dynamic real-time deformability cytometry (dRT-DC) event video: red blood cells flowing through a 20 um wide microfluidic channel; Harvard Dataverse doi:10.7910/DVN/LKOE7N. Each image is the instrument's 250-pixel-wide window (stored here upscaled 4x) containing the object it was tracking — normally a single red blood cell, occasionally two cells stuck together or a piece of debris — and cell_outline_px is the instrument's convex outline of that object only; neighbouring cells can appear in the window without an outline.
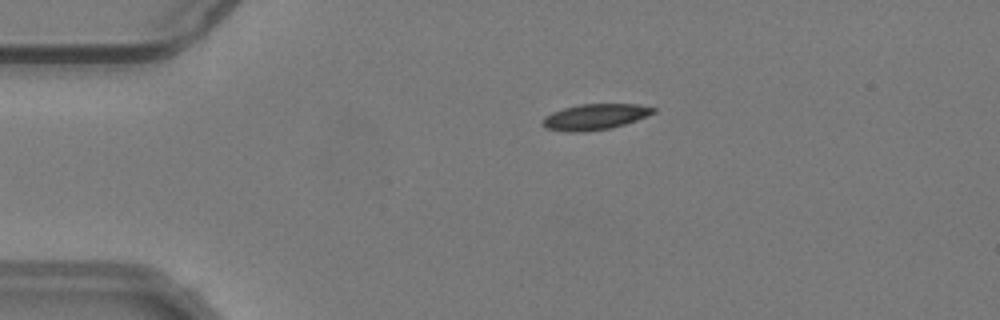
{"species": "common noctule bat (a hibernating species)", "species_latin": "Nyctalus noctula", "temperature_condition": "warm", "stored_images_in_passage": 36, "camera_frame_rate_fps": 3000, "um_per_image_px": 0.085, "animal": {"sex": "male", "body_mass_g": 19.2, "forearm_length_mm": 51.8}, "frame": {"image": 1, "passage_image": 1, "time_ms": 0.0, "image_size_px": [1000, 320], "cell_outline_px": [[656, 112], [636, 120], [612, 128], [584, 132], [564, 132], [544, 128], [540, 124], [540, 120], [544, 116], [552, 112], [564, 108], [580, 104], [636, 104], [656, 108]], "centroid_in_image_um": [50.5, 9.94], "position_along_channel_um": 34.5, "area_um2": 16.88}}
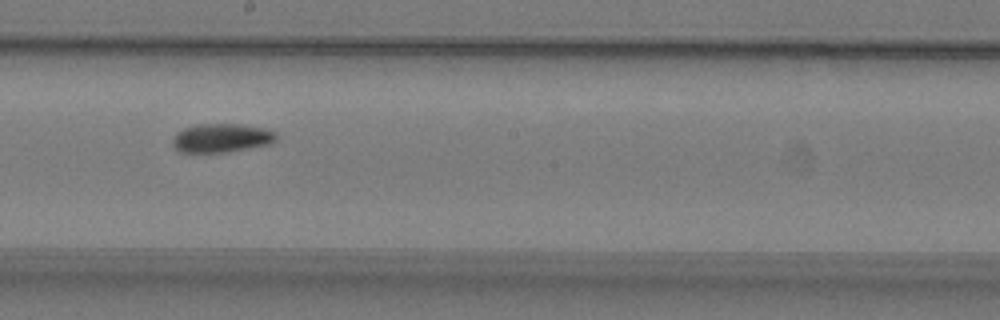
{"frame": {"image": 2, "passage_image": 20, "time_ms": 6.333, "image_size_px": [1000, 320], "cell_outline_px": [[276, 140], [272, 144], [228, 152], [176, 152], [172, 144], [172, 136], [176, 132], [184, 128], [196, 124], [240, 124], [264, 128], [276, 132]], "centroid_in_image_um": [18.8, 11.73], "position_along_channel_um": 229.4, "area_um2": 17.69}}
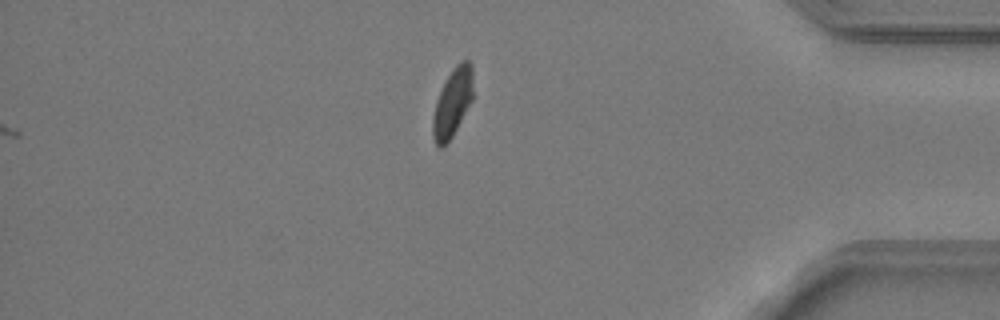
{"frame": {"image": 3, "passage_image": 36, "time_ms": 11.667, "image_size_px": [1000, 320], "cell_outline_px": [[472, 100], [452, 136], [440, 148], [436, 144], [432, 136], [432, 116], [436, 100], [452, 68], [460, 60], [468, 60], [472, 64]], "centroid_in_image_um": [38.45, 8.69], "position_along_channel_um": 396.7, "area_um2": 15.84}, "authors_computed_cell_mechanics": {"area_um2": 17.0799, "velocity_mm_per_s": 3.7733, "shape_relaxation_time_tau1_ms": 7.7193, "shape_relaxation_time_tau2_ms": 5.2117, "deformation_change_tau1": 0.1523, "deformation_change_tau2": 0.0746}}